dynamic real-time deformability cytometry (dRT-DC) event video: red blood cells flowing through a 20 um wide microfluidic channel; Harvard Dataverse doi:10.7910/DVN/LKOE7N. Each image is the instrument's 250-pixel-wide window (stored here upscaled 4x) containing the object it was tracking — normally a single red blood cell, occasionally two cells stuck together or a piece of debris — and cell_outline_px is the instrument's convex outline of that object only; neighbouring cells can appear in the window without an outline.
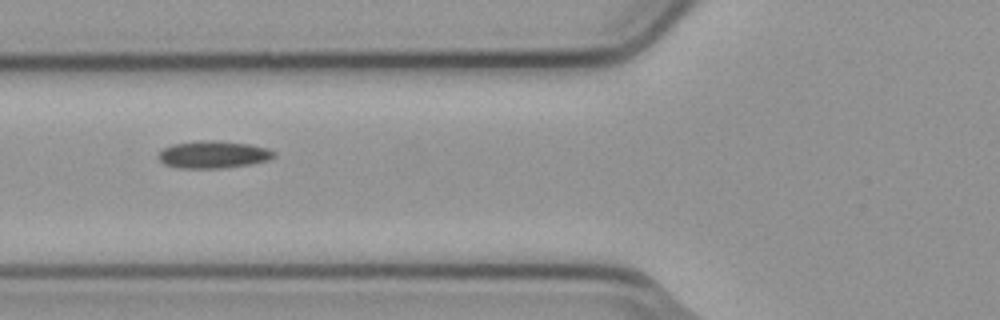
{"species": "common noctule bat (a hibernating species)", "species_latin": "Nyctalus noctula", "temperature_condition": "cold", "stored_images_in_passage": 4, "camera_frame_rate_fps": 3000, "um_per_image_px": 0.085, "animal": {"sex": "male", "body_mass_g": 23.1, "forearm_length_mm": 52.7}, "frame": {"image": 1, "passage_image": 4, "time_ms": 1.0, "image_size_px": [1000, 320], "cell_outline_px": [[276, 156], [268, 160], [248, 164], [224, 168], [176, 168], [164, 164], [156, 156], [164, 148], [172, 144], [200, 140], [216, 140], [248, 144], [268, 148], [276, 152]], "centroid_in_image_um": [18.11, 13.13], "position_along_channel_um": 107.7, "area_um2": 18.5}}